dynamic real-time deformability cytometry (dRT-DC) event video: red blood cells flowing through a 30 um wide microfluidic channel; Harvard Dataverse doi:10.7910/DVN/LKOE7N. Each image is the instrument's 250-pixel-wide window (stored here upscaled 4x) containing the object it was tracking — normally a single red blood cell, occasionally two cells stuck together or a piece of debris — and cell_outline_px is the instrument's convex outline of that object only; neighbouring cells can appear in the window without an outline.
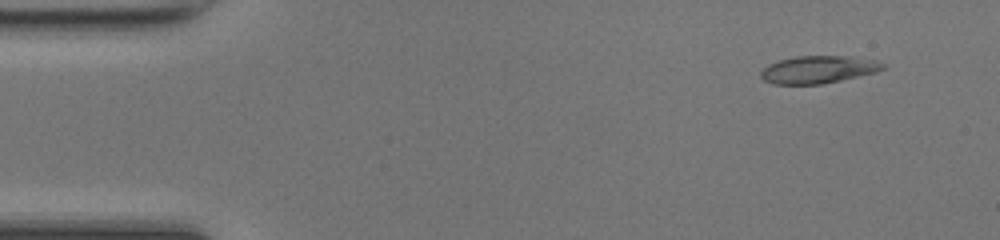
{"species": "common noctule bat (a hibernating species)", "species_latin": "Nyctalus noctula", "temperature_condition": "room temperature", "stored_images_in_passage": 48, "camera_frame_rate_fps": 3000, "um_per_image_px": 0.085, "animal": {"sex": "female", "body_mass_g": 17.0, "forearm_length_mm": 48.0}, "frame": {"image": 1, "passage_image": 4, "time_ms": 1.0, "image_size_px": [1000, 240], "cell_outline_px": [[888, 68], [876, 72], [840, 80], [820, 84], [772, 84], [764, 80], [760, 76], [760, 72], [768, 64], [780, 60], [796, 56], [848, 56], [876, 60], [884, 64]], "centroid_in_image_um": [69.56, 5.91], "position_along_channel_um": 15.4, "area_um2": 19.54}}
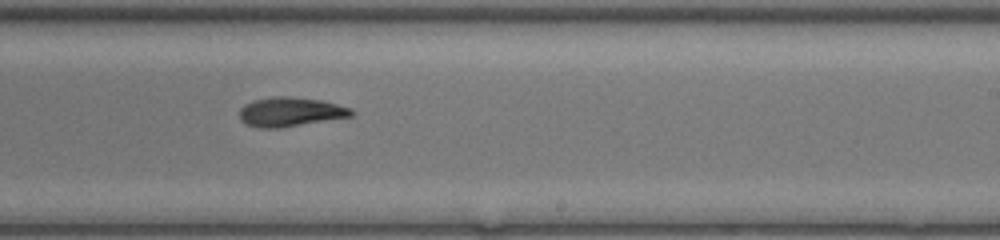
{"frame": {"image": 2, "passage_image": 29, "time_ms": 9.333, "image_size_px": [1000, 240], "cell_outline_px": [[356, 112], [352, 116], [280, 128], [260, 128], [244, 124], [240, 120], [240, 108], [244, 104], [252, 100], [272, 96], [292, 96], [320, 100], [352, 108]], "centroid_in_image_um": [24.66, 9.5], "position_along_channel_um": 264.3, "area_um2": 19.31}}
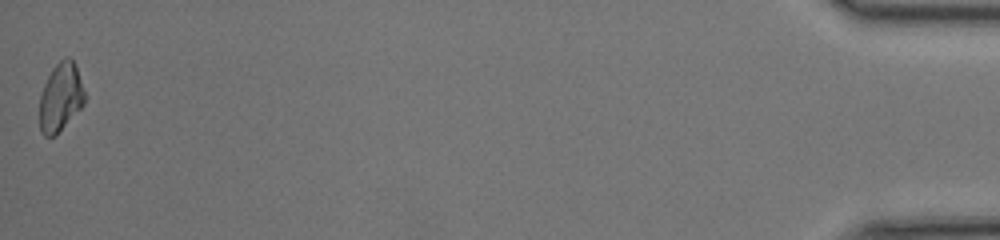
{"frame": {"image": 3, "passage_image": 48, "time_ms": 15.667, "image_size_px": [1000, 240], "cell_outline_px": [[84, 104], [56, 136], [44, 136], [40, 132], [40, 92], [52, 68], [64, 56], [68, 56], [72, 60], [76, 68], [84, 92]], "centroid_in_image_um": [5.12, 8.28], "position_along_channel_um": 430.1, "area_um2": 17.86}, "authors_computed_cell_mechanics": {"area_um2": 19.1029, "velocity_mm_per_s": 4.2815, "shape_relaxation_time_tau1_ms": 6.4173, "shape_relaxation_time_tau2_ms": 2.1603, "deformation_change_tau1": 0.2091, "deformation_change_tau2": 0.0743}}